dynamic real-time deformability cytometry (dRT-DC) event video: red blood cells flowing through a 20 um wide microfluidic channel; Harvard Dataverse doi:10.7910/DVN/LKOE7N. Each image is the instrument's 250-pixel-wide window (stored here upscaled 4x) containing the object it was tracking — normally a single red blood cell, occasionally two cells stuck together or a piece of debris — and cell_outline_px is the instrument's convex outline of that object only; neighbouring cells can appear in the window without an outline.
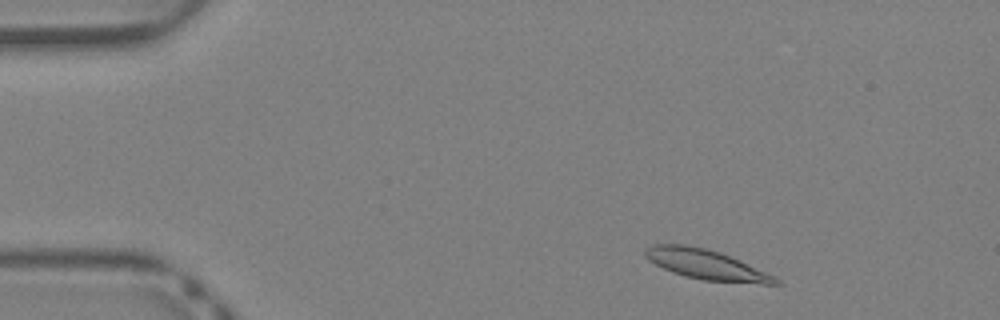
{"species": "Egyptian fruit bat (a non-hibernating species)", "species_latin": "Rousettus aegyptiacus", "temperature_condition": "warm", "stored_images_in_passage": 39, "segment_of_instrument_passage": [1, 2], "camera_frame_rate_fps": 3000, "um_per_image_px": 0.085, "animal": {"sex": "female"}, "frame": {"image": 1, "passage_image": 3, "time_ms": 0.667, "image_size_px": [1000, 320], "cell_outline_px": [[784, 284], [760, 284], [704, 280], [684, 276], [672, 272], [648, 260], [644, 256], [644, 248], [652, 244], [684, 244], [704, 248], [720, 252], [740, 260], [780, 280]], "centroid_in_image_um": [59.98, 22.48], "position_along_channel_um": 25.0, "area_um2": 22.6}}
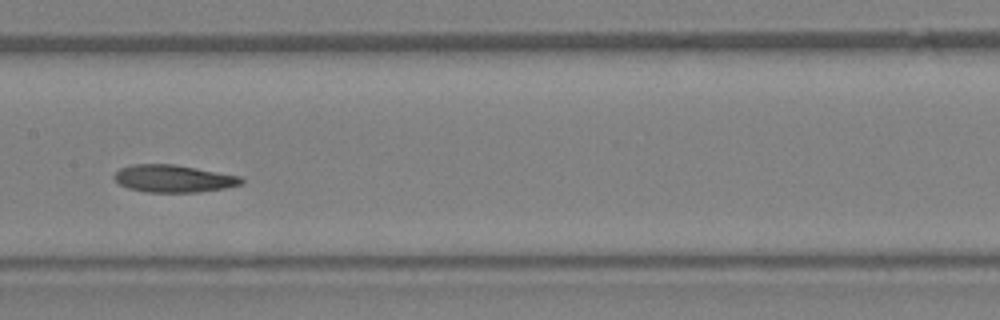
{"frame": {"image": 2, "passage_image": 18, "time_ms": 5.667, "image_size_px": [1000, 320], "cell_outline_px": [[244, 180], [240, 184], [224, 188], [200, 192], [148, 192], [128, 188], [120, 184], [112, 176], [120, 168], [132, 164], [172, 164], [196, 168], [240, 176]], "centroid_in_image_um": [14.72, 15.18], "position_along_channel_um": 192.7, "area_um2": 20.11}}
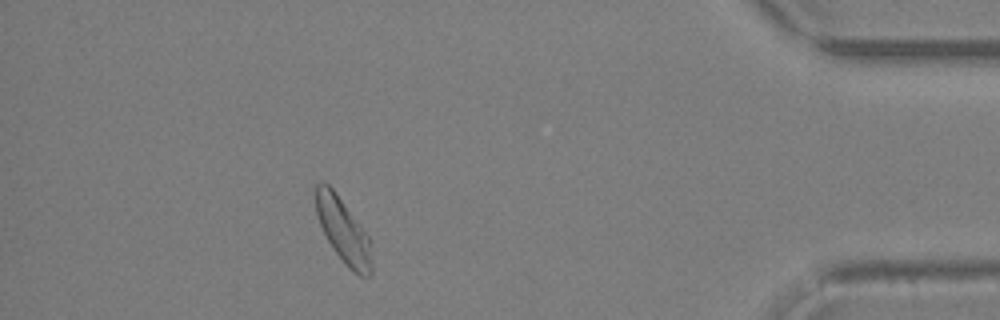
{"frame": {"image": 3, "passage_image": 34, "time_ms": 11.0, "image_size_px": [1000, 320], "cell_outline_px": [[372, 276], [360, 276], [352, 272], [344, 264], [328, 240], [320, 224], [316, 212], [316, 184], [320, 180], [324, 180], [332, 188], [368, 236], [372, 264]], "centroid_in_image_um": [29.17, 19.63], "position_along_channel_um": 406.0, "area_um2": 20.63}}